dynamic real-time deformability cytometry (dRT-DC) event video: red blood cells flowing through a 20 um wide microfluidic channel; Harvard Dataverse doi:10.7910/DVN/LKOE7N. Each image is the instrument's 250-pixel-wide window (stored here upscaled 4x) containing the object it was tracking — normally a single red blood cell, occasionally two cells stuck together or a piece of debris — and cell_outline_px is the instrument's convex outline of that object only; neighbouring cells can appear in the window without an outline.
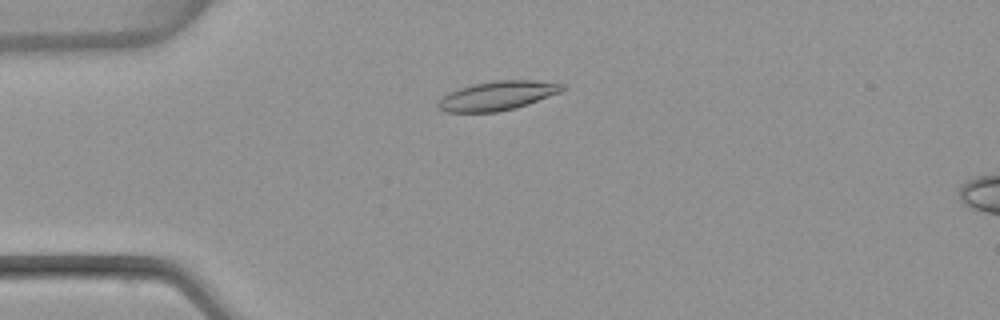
{"species": "common noctule bat (a hibernating species)", "species_latin": "Nyctalus noctula", "temperature_condition": "warm", "stored_images_in_passage": 53, "camera_frame_rate_fps": 3000, "um_per_image_px": 0.085, "animal": {"sex": "female", "body_mass_g": 22.7, "forearm_length_mm": 54.2}, "frame": {"image": 1, "passage_image": 13, "time_ms": 4.0, "image_size_px": [1000, 320], "cell_outline_px": [[568, 88], [560, 92], [516, 108], [496, 112], [444, 112], [436, 104], [448, 92], [472, 84], [496, 80], [532, 80], [564, 84]], "centroid_in_image_um": [42.29, 8.13], "position_along_channel_um": 42.7, "area_um2": 20.98}}
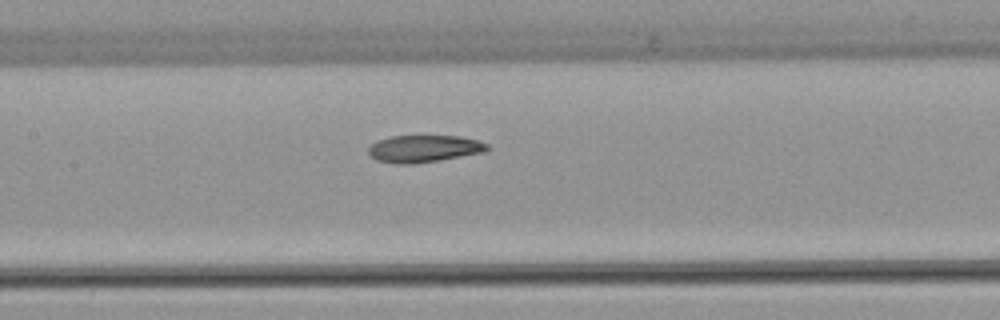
{"frame": {"image": 2, "passage_image": 25, "time_ms": 8.0, "image_size_px": [1000, 320], "cell_outline_px": [[488, 148], [484, 152], [440, 160], [412, 164], [396, 164], [376, 160], [368, 152], [368, 148], [372, 144], [380, 140], [392, 136], [460, 136], [476, 140], [488, 144]], "centroid_in_image_um": [36.03, 12.64], "position_along_channel_um": 171.4, "area_um2": 18.61}}
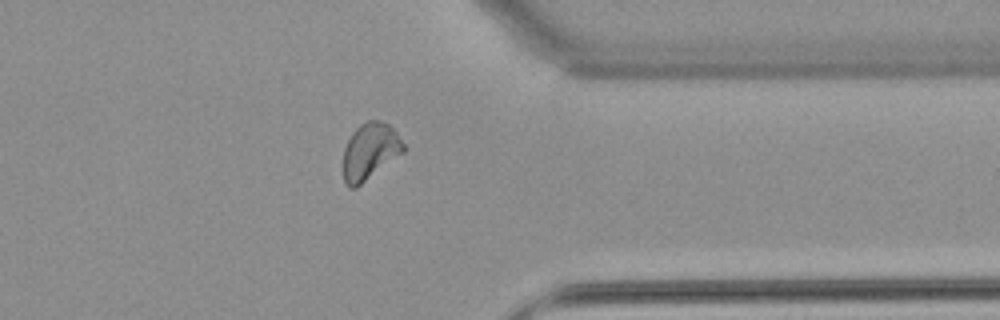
{"frame": {"image": 3, "passage_image": 42, "time_ms": 13.667, "image_size_px": [1000, 320], "cell_outline_px": [[404, 152], [356, 188], [348, 188], [344, 184], [340, 168], [344, 148], [352, 132], [360, 124], [368, 120], [380, 120], [388, 124], [396, 132], [404, 144]], "centroid_in_image_um": [31.38, 12.9], "position_along_channel_um": 380.0, "area_um2": 20.35}, "authors_computed_cell_mechanics": {"area_um2": 19.8832, "velocity_mm_per_s": 3.8268, "shape_relaxation_time_tau1_ms": 10.409, "shape_relaxation_time_tau2_ms": 6.0747, "deformation_change_tau1": 0.2297, "deformation_change_tau2": 0.1189}}